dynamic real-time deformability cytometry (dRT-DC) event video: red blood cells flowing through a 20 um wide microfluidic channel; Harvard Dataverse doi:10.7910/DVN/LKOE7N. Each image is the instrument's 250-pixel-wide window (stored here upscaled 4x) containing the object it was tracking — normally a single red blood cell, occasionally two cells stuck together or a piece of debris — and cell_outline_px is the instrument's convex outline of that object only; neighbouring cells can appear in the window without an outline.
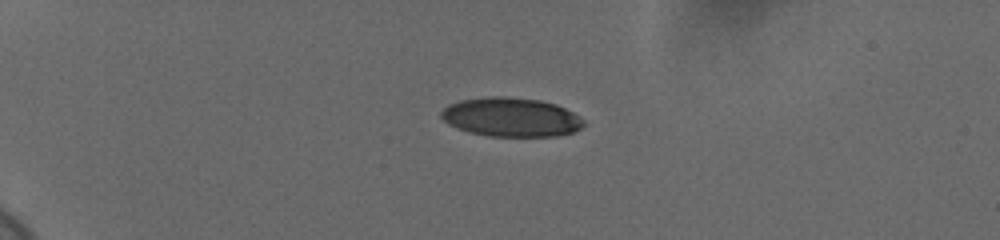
{"species": "human", "species_latin": "Homo sapiens", "temperature_condition": "cold", "stored_images_in_passage": 43, "camera_frame_rate_fps": 3000, "um_per_image_px": 0.085, "donor": {"sex": "female"}, "frame": {"image": 1, "passage_image": 1, "time_ms": 0.0, "image_size_px": [1000, 240], "cell_outline_px": [[584, 124], [580, 128], [572, 132], [556, 136], [488, 136], [468, 132], [456, 128], [448, 124], [440, 116], [440, 112], [448, 104], [460, 100], [492, 96], [504, 96], [540, 100], [556, 104], [580, 116], [584, 120]], "centroid_in_image_um": [43.41, 9.96], "position_along_channel_um": 41.6, "area_um2": 32.48}}
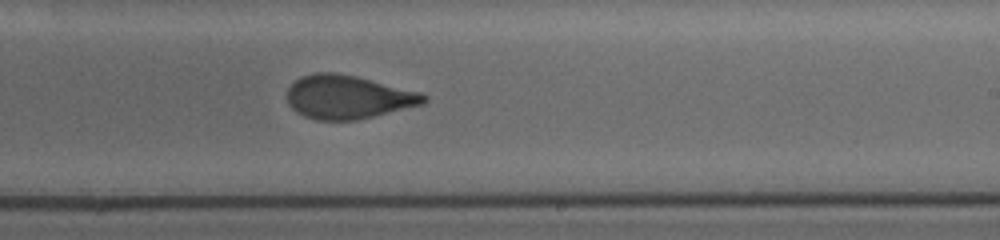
{"frame": {"image": 2, "passage_image": 24, "time_ms": 7.667, "image_size_px": [1000, 240], "cell_outline_px": [[428, 100], [424, 104], [356, 120], [316, 120], [304, 116], [296, 112], [288, 104], [288, 88], [296, 80], [304, 76], [316, 72], [332, 72], [356, 76], [420, 92], [428, 96]], "centroid_in_image_um": [29.59, 8.25], "position_along_channel_um": 259.4, "area_um2": 34.51}}
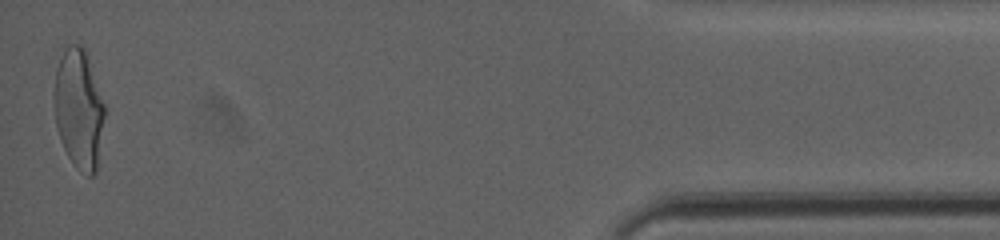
{"frame": {"image": 3, "passage_image": 43, "time_ms": 14.0, "image_size_px": [1000, 240], "cell_outline_px": [[104, 116], [96, 172], [92, 176], [88, 176], [80, 172], [76, 168], [68, 156], [60, 140], [56, 124], [52, 92], [56, 68], [68, 44], [80, 44], [84, 48], [104, 104]], "centroid_in_image_um": [6.66, 9.28], "position_along_channel_um": 428.5, "area_um2": 34.97}, "authors_computed_cell_mechanics": {"area_um2": 34.969, "velocity_mm_per_s": 3.6818, "shape_relaxation_time_tau1_ms": 4.7394, "shape_relaxation_time_tau2_ms": 1.1122, "deformation_change_tau1": 0.1744, "deformation_change_tau2": 0.0636}}